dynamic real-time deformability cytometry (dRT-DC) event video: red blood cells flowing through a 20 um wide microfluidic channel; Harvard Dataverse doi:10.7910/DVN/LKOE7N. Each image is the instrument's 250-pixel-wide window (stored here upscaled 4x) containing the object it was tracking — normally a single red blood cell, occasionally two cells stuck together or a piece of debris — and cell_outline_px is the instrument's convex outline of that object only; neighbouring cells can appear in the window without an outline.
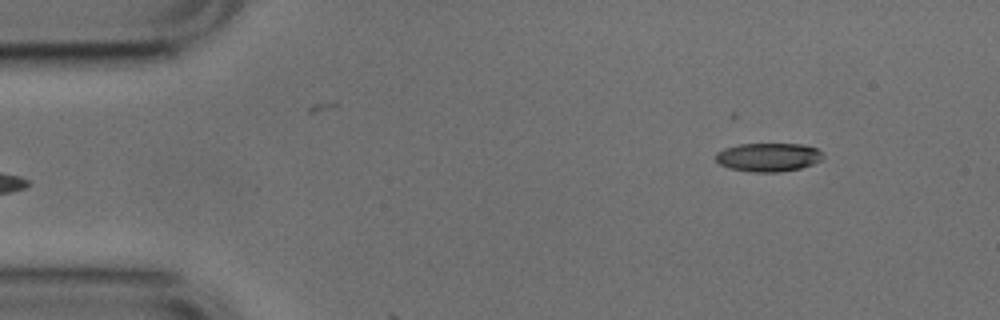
{"species": "common noctule bat (a hibernating species)", "species_latin": "Nyctalus noctula", "temperature_condition": "cold", "stored_images_in_passage": 3, "segment_of_instrument_passage": [2, 2], "camera_frame_rate_fps": 3000, "um_per_image_px": 0.085, "animal": {"sex": "male", "body_mass_g": 17.9, "forearm_length_mm": 54.2}, "frame": {"image": 1, "passage_image": 3, "time_ms": 0.667, "image_size_px": [1000, 320], "cell_outline_px": [[824, 156], [820, 160], [812, 164], [800, 168], [780, 172], [752, 172], [728, 168], [720, 164], [716, 160], [716, 152], [724, 148], [740, 144], [800, 144], [816, 148]], "centroid_in_image_um": [65.28, 13.36], "position_along_channel_um": 19.7, "area_um2": 17.8}}